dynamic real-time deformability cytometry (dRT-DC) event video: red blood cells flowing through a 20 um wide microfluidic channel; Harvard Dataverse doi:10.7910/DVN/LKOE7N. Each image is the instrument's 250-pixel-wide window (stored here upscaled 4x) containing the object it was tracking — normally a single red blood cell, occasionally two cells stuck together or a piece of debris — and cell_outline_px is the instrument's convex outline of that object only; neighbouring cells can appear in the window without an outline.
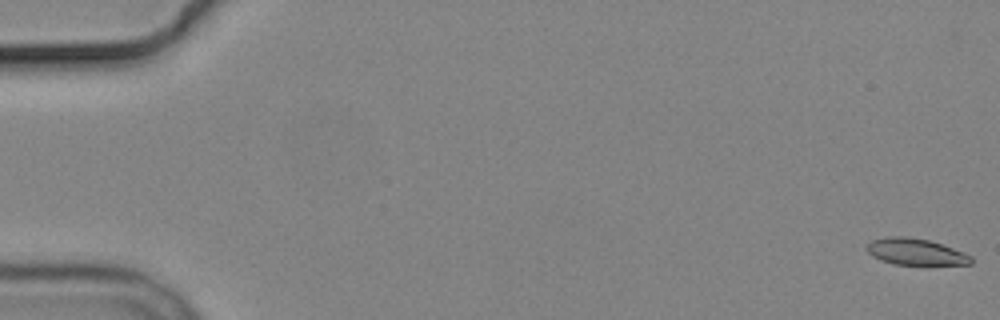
{"species": "common noctule bat (a hibernating species)", "species_latin": "Nyctalus noctula", "temperature_condition": "cold", "stored_images_in_passage": 5, "camera_frame_rate_fps": 3000, "um_per_image_px": 0.085, "animal": {"sex": "male", "body_mass_g": 19.2, "forearm_length_mm": 51.8}, "frame": {"image": 1, "passage_image": 1, "time_ms": 0.0, "image_size_px": [1000, 320], "cell_outline_px": [[972, 264], [892, 264], [880, 260], [872, 256], [864, 248], [872, 240], [888, 236], [908, 236], [928, 240], [964, 252], [972, 256]], "centroid_in_image_um": [77.78, 21.39], "position_along_channel_um": 7.2, "area_um2": 16.01}}
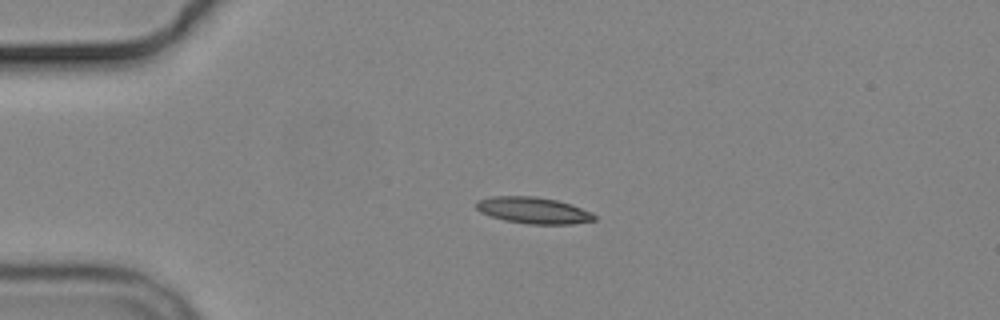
{"frame": {"image": 2, "passage_image": 4, "time_ms": 4.333, "image_size_px": [1000, 320], "cell_outline_px": [[596, 220], [572, 224], [528, 224], [504, 220], [480, 212], [476, 208], [476, 200], [492, 196], [536, 196], [556, 200], [572, 204], [592, 212], [596, 216]], "centroid_in_image_um": [45.35, 17.87], "position_along_channel_um": 39.7, "area_um2": 18.32}}